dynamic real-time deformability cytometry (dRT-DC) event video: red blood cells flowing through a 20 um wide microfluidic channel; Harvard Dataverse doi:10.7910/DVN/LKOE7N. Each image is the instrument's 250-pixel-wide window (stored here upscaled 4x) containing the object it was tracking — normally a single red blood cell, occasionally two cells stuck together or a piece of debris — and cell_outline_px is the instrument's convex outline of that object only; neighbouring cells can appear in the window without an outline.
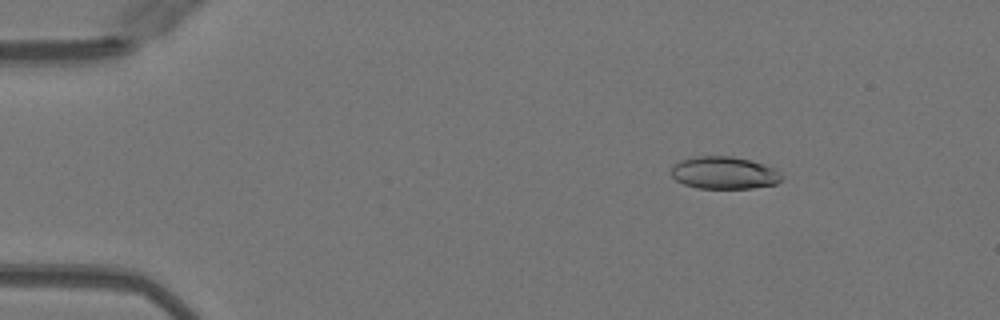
{"species": "Egyptian fruit bat (a non-hibernating species)", "species_latin": "Rousettus aegyptiacus", "temperature_condition": "warm", "stored_images_in_passage": 51, "camera_frame_rate_fps": 3000, "um_per_image_px": 0.085, "animal": {"sex": "female"}, "frame": {"image": 1, "passage_image": 8, "time_ms": 2.333, "image_size_px": [1000, 320], "cell_outline_px": [[784, 176], [776, 184], [752, 188], [696, 188], [684, 184], [676, 180], [672, 176], [672, 168], [680, 160], [696, 156], [732, 156], [764, 164], [780, 172]], "centroid_in_image_um": [61.56, 14.69], "position_along_channel_um": 23.4, "area_um2": 20.75}}
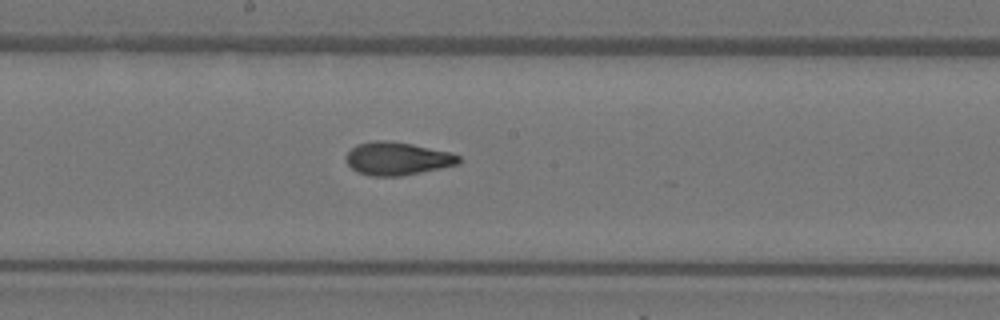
{"frame": {"image": 2, "passage_image": 28, "time_ms": 9.0, "image_size_px": [1000, 320], "cell_outline_px": [[460, 164], [400, 176], [372, 176], [356, 172], [344, 160], [344, 156], [356, 144], [372, 140], [388, 140], [412, 144], [452, 152], [460, 156]], "centroid_in_image_um": [33.75, 13.47], "position_along_channel_um": 214.5, "area_um2": 21.91}}
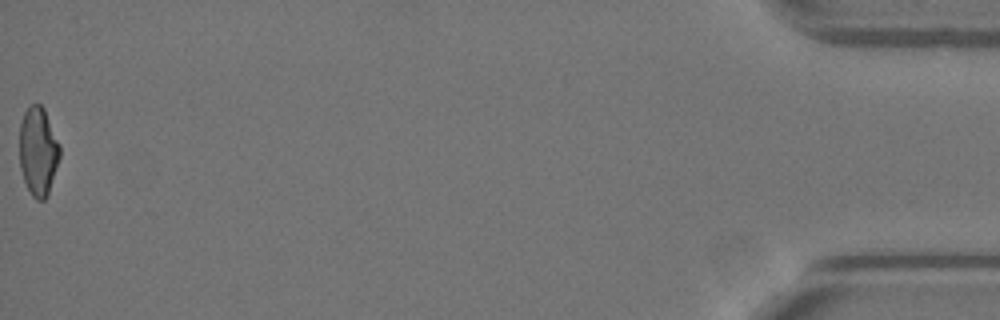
{"frame": {"image": 3, "passage_image": 51, "time_ms": 16.667, "image_size_px": [1000, 320], "cell_outline_px": [[60, 156], [48, 196], [44, 200], [36, 200], [32, 196], [24, 180], [20, 168], [20, 124], [24, 112], [32, 104], [40, 104], [44, 108], [60, 144]], "centroid_in_image_um": [3.25, 12.87], "position_along_channel_um": 431.9, "area_um2": 20.87}, "authors_computed_cell_mechanics": {"area_um2": 21.4438, "velocity_mm_per_s": 4.0904, "shape_relaxation_time_tau1_ms": 4.029, "shape_relaxation_time_tau2_ms": 1.2701, "deformation_change_tau1": 0.1487, "deformation_change_tau2": 0.0838}}